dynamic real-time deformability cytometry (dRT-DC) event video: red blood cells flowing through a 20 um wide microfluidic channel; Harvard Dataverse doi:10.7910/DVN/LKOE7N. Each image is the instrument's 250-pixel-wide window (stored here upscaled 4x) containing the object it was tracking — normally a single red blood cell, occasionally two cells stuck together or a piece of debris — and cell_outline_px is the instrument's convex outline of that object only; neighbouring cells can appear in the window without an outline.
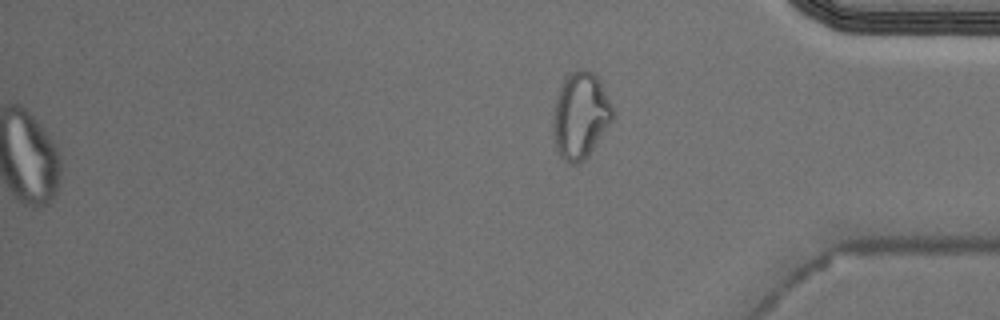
{"species": "Egyptian fruit bat (a non-hibernating species)", "species_latin": "Rousettus aegyptiacus", "temperature_condition": "cold", "stored_images_in_passage": 49, "segment_of_instrument_passage": [2, 2], "camera_frame_rate_fps": 3000, "um_per_image_px": 0.085, "animal": {"sex": "male"}, "frame": {"image": 1, "passage_image": 49, "time_ms": 16.0, "image_size_px": [1000, 320], "cell_outline_px": [[616, 116], [588, 156], [576, 164], [568, 164], [560, 156], [556, 148], [552, 136], [552, 120], [556, 96], [560, 88], [568, 76], [572, 72], [580, 68], [584, 68], [592, 72], [600, 80], [616, 112]], "centroid_in_image_um": [49.35, 9.83], "position_along_channel_um": 385.8, "area_um2": 30.4}}